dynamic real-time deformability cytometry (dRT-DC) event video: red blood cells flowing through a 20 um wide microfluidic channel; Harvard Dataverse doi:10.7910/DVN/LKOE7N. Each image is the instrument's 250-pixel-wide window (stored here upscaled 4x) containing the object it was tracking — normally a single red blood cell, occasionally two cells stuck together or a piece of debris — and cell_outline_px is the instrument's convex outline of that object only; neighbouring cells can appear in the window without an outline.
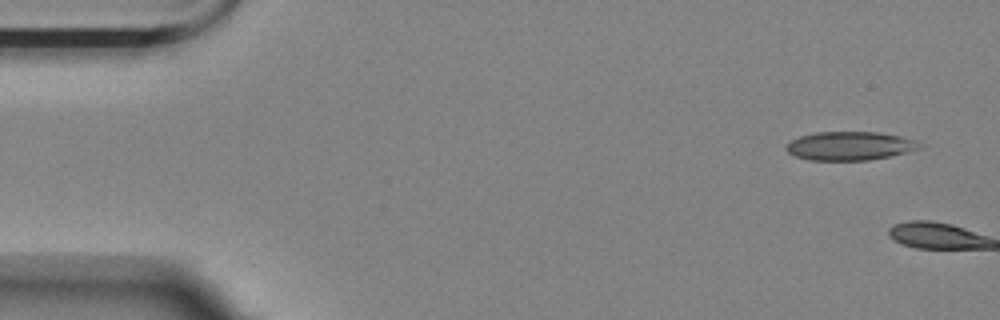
{"species": "Egyptian fruit bat (a non-hibernating species)", "species_latin": "Rousettus aegyptiacus", "temperature_condition": "room temperature", "stored_images_in_passage": 2, "camera_frame_rate_fps": 3000, "um_per_image_px": 0.085, "animal": {"sex": "female"}, "frame": {"image": 1, "passage_image": 1, "time_ms": 0.0, "image_size_px": [1000, 320], "cell_outline_px": [[924, 144], [920, 148], [892, 156], [868, 160], [808, 160], [796, 156], [788, 152], [784, 148], [792, 140], [800, 136], [816, 132], [876, 132], [900, 136], [916, 140]], "centroid_in_image_um": [72.26, 12.4], "position_along_channel_um": 12.7, "area_um2": 22.25}}